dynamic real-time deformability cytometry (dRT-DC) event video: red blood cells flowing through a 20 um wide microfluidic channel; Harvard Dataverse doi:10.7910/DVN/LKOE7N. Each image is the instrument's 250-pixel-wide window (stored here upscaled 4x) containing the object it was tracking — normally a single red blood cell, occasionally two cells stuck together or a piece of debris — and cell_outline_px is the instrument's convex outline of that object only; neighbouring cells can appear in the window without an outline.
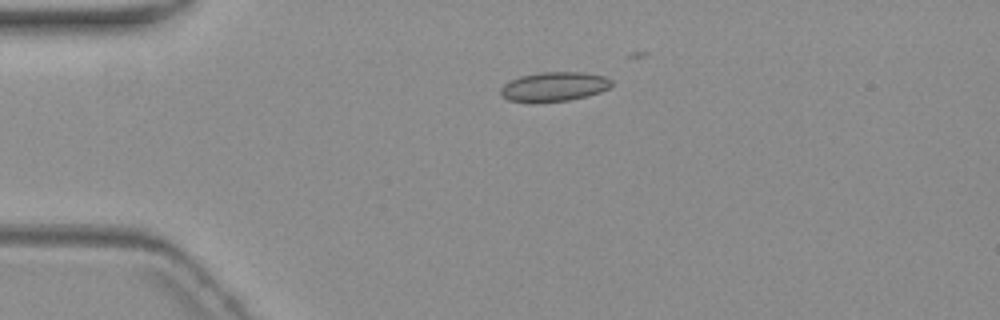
{"species": "common noctule bat (a hibernating species)", "species_latin": "Nyctalus noctula", "temperature_condition": "warm", "stored_images_in_passage": 3, "camera_frame_rate_fps": 3000, "um_per_image_px": 0.085, "animal": {"sex": "female", "body_mass_g": 19.3, "forearm_length_mm": 54.1}, "frame": {"image": 1, "passage_image": 1, "time_ms": 0.0, "image_size_px": [1000, 320], "cell_outline_px": [[612, 84], [608, 88], [600, 92], [588, 96], [568, 100], [508, 100], [500, 96], [500, 88], [508, 80], [520, 76], [540, 72], [580, 72], [604, 76], [612, 80]], "centroid_in_image_um": [47.09, 7.33], "position_along_channel_um": 37.9, "area_um2": 18.55}}